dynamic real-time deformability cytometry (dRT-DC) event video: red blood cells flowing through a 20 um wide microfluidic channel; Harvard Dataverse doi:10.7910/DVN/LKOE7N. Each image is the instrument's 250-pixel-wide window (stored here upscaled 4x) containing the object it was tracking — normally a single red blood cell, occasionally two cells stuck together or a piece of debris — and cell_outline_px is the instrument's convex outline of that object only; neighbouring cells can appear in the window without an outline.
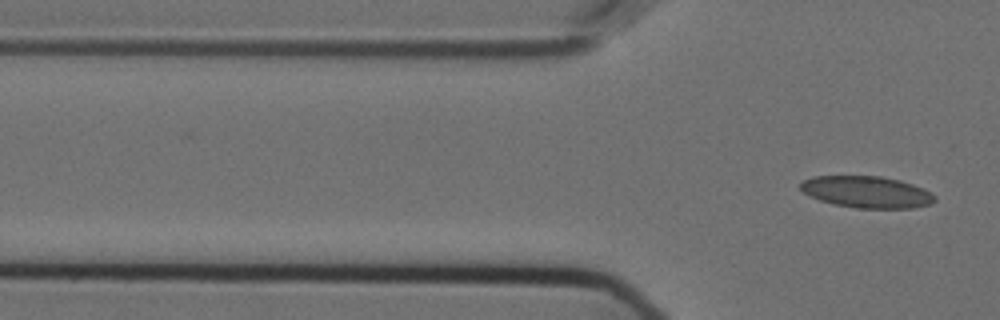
{"species": "Egyptian fruit bat (a non-hibernating species)", "species_latin": "Rousettus aegyptiacus", "temperature_condition": "cold", "stored_images_in_passage": 2, "camera_frame_rate_fps": 3000, "um_per_image_px": 0.085, "animal": {"sex": "female"}, "frame": {"image": 1, "passage_image": 2, "time_ms": 0.333, "image_size_px": [1000, 320], "cell_outline_px": [[936, 200], [932, 204], [912, 208], [856, 208], [832, 204], [820, 200], [804, 192], [800, 188], [800, 184], [804, 180], [812, 176], [880, 176], [900, 180], [912, 184], [932, 192], [936, 196]], "centroid_in_image_um": [73.71, 16.32], "position_along_channel_um": 52.1, "area_um2": 24.85}}